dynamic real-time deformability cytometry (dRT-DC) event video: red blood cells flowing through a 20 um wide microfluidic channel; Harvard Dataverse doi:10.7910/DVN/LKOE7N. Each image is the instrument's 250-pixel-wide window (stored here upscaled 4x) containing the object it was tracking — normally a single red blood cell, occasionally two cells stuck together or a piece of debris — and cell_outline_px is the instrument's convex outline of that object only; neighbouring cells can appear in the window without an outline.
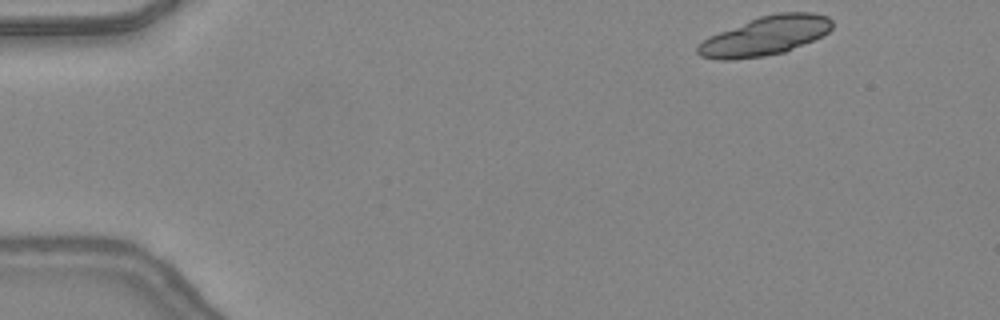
{"species": "common noctule bat (a hibernating species)", "species_latin": "Nyctalus noctula", "temperature_condition": "warm", "stored_images_in_passage": 42, "camera_frame_rate_fps": 3000, "um_per_image_px": 0.085, "animal": {"sex": "female", "body_mass_g": 24.6, "forearm_length_mm": 56.2}, "frame": {"image": 1, "passage_image": 1, "time_ms": 0.0, "image_size_px": [1000, 320], "cell_outline_px": [[832, 28], [828, 32], [812, 40], [784, 52], [764, 56], [732, 60], [716, 60], [700, 56], [696, 52], [696, 44], [708, 36], [760, 16], [776, 12], [812, 12], [828, 16], [832, 20]], "centroid_in_image_um": [65.0, 3.05], "position_along_channel_um": 20.0, "area_um2": 30.63}, "authors_computed_cell_mechanics": {"area_um2": 18.207, "velocity_mm_per_s": 4.3707, "shape_relaxation_time_tau1_ms": null, "shape_relaxation_time_tau2_ms": 5.7126, "deformation_change_tau1": null, "deformation_change_tau2": 0.1393}}